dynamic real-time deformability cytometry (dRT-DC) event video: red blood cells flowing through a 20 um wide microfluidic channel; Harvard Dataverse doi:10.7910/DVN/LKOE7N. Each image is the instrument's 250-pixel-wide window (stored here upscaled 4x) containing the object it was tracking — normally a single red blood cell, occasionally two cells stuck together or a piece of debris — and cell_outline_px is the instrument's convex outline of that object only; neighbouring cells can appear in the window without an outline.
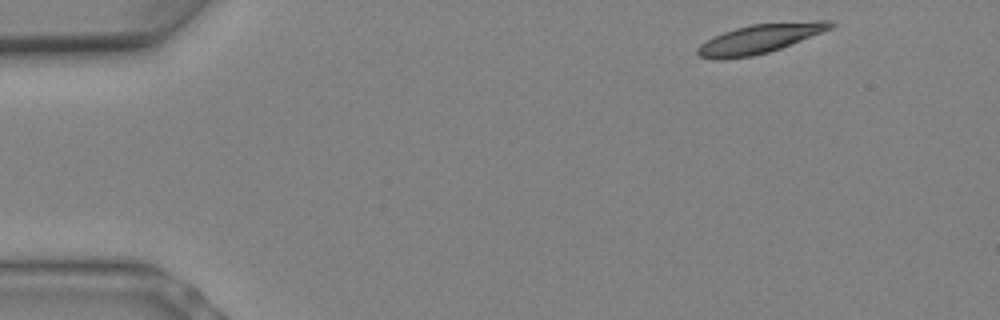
{"species": "Egyptian fruit bat (a non-hibernating species)", "species_latin": "Rousettus aegyptiacus", "temperature_condition": "warm", "stored_images_in_passage": 8, "camera_frame_rate_fps": 3000, "um_per_image_px": 0.085, "animal": {"sex": "female"}, "frame": {"image": 1, "passage_image": 1, "time_ms": 0.0, "image_size_px": [1000, 320], "cell_outline_px": [[836, 24], [832, 28], [780, 48], [768, 52], [752, 56], [720, 60], [712, 60], [700, 56], [696, 52], [696, 48], [700, 44], [724, 32], [736, 28], [752, 24], [816, 20], [832, 20]], "centroid_in_image_um": [64.58, 3.29], "position_along_channel_um": 20.4, "area_um2": 22.43}}
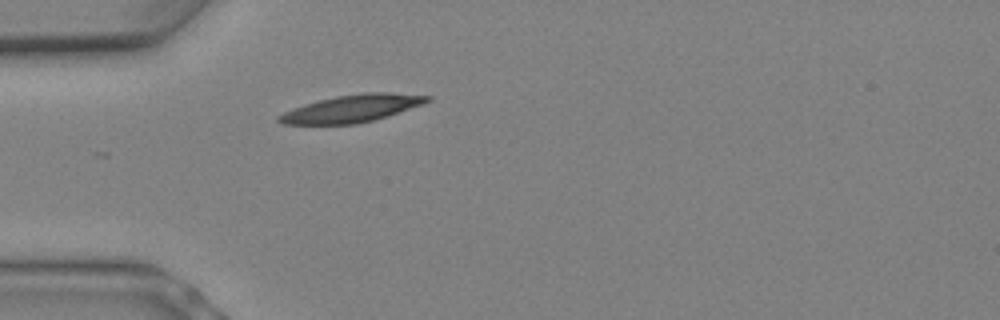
{"frame": {"image": 2, "passage_image": 5, "time_ms": 1.333, "image_size_px": [1000, 320], "cell_outline_px": [[432, 100], [424, 104], [388, 116], [356, 124], [284, 124], [276, 120], [276, 116], [284, 112], [304, 104], [336, 96], [364, 92], [388, 92], [432, 96]], "centroid_in_image_um": [29.95, 9.21], "position_along_channel_um": 55.1, "area_um2": 23.64}}
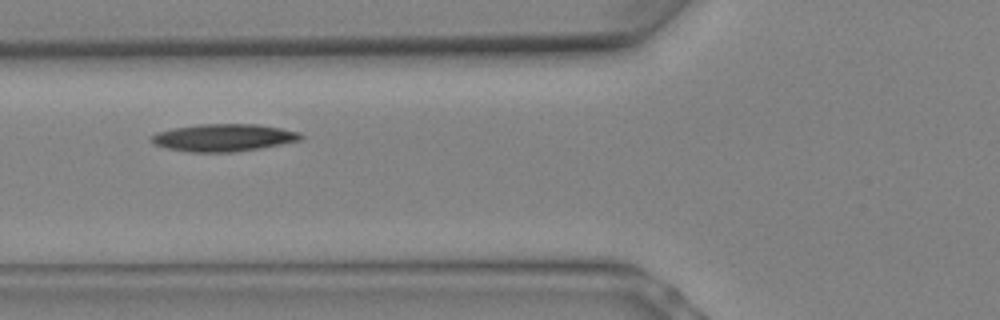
{"frame": {"image": 3, "passage_image": 7, "time_ms": 2.0, "image_size_px": [1000, 320], "cell_outline_px": [[304, 136], [300, 140], [260, 148], [236, 152], [192, 152], [168, 148], [156, 144], [152, 140], [152, 136], [156, 132], [172, 128], [200, 124], [256, 124], [280, 128], [300, 132]], "centroid_in_image_um": [19.03, 11.69], "position_along_channel_um": 106.8, "area_um2": 23.64}}